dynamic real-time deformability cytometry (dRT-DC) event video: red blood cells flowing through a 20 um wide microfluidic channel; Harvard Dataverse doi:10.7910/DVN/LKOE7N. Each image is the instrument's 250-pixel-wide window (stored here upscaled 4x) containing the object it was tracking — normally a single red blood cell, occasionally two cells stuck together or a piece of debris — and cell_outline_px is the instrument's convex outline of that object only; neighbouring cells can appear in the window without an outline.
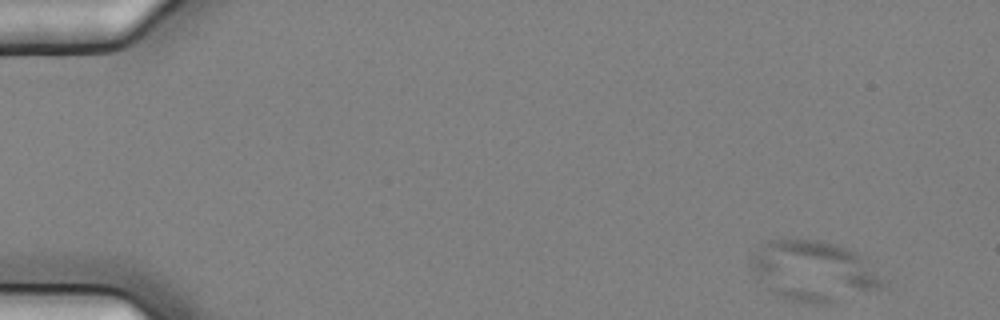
{"species": "common noctule bat (a hibernating species)", "species_latin": "Nyctalus noctula", "temperature_condition": "cold", "stored_images_in_passage": 5, "camera_frame_rate_fps": 3000, "um_per_image_px": 0.085, "animal": {"sex": "female", "body_mass_g": 25.1}, "frame": {"image": 1, "passage_image": 1, "time_ms": 0.0, "image_size_px": [1000, 320], "cell_outline_px": [[888, 284], [880, 288], [828, 304], [808, 304], [792, 300], [780, 296], [772, 292], [768, 288], [752, 268], [748, 260], [752, 252], [768, 240], [796, 236], [820, 240], [836, 244], [856, 252], [864, 256]], "centroid_in_image_um": [69.15, 22.99], "position_along_channel_um": 15.8, "area_um2": 46.99}}